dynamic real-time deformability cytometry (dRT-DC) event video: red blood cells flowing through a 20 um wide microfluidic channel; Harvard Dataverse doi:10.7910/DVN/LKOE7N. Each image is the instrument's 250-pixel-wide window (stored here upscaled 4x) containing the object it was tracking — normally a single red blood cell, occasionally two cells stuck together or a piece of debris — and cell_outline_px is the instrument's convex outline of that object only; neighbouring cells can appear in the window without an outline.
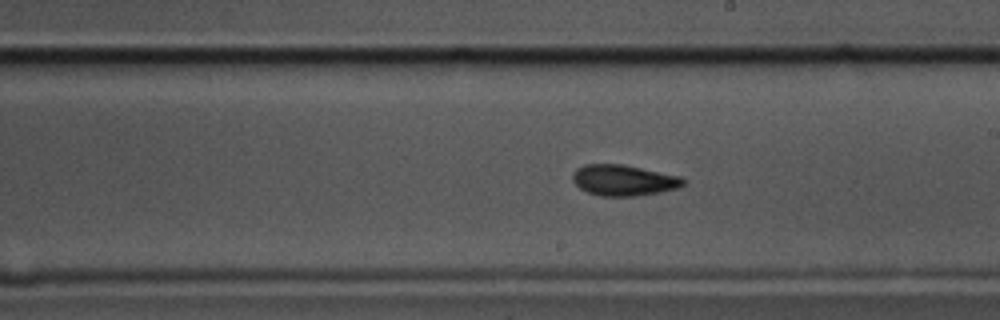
{"species": "common noctule bat (a hibernating species)", "species_latin": "Nyctalus noctula", "temperature_condition": "cold", "stored_images_in_passage": 57, "camera_frame_rate_fps": 3000, "um_per_image_px": 0.085, "animal": {"sex": "male", "body_mass_g": 17.5, "forearm_length_mm": 52.3}, "frame": {"image": 1, "passage_image": 32, "time_ms": 10.333, "image_size_px": [1000, 320], "cell_outline_px": [[688, 180], [680, 188], [660, 192], [636, 196], [600, 196], [588, 192], [580, 188], [572, 180], [572, 172], [576, 168], [584, 164], [624, 164], [680, 176]], "centroid_in_image_um": [53.02, 15.31], "position_along_channel_um": 236.0, "area_um2": 20.17}}
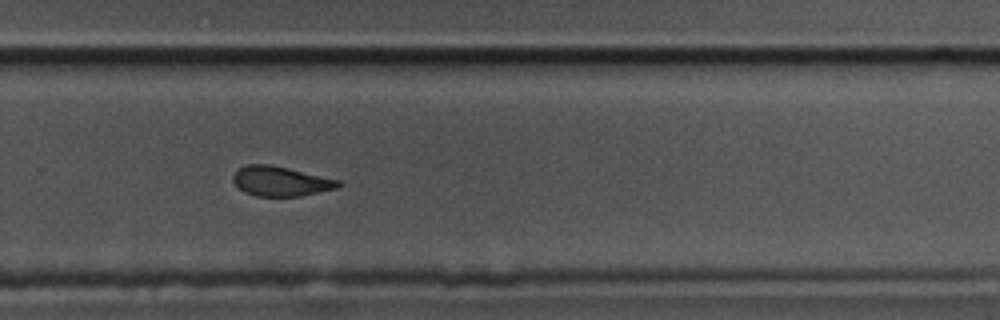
{"frame": {"image": 2, "passage_image": 38, "time_ms": 12.333, "image_size_px": [1000, 320], "cell_outline_px": [[344, 184], [336, 188], [300, 196], [256, 196], [244, 192], [232, 180], [232, 176], [240, 168], [248, 164], [268, 164], [288, 168], [340, 180]], "centroid_in_image_um": [23.87, 15.4], "position_along_channel_um": 305.9, "area_um2": 18.09}}
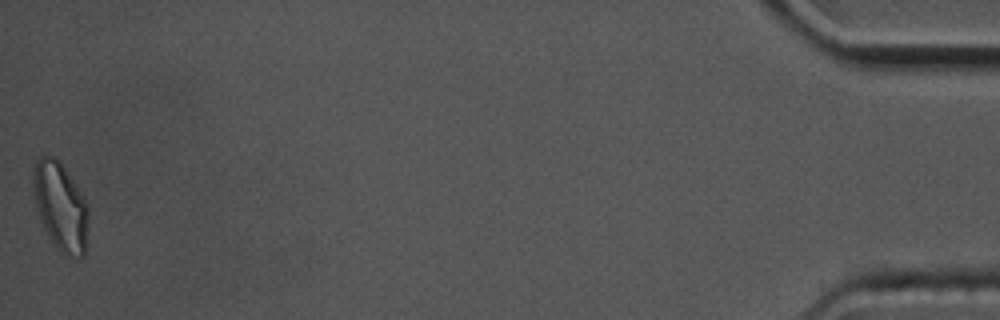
{"frame": {"image": 3, "passage_image": 57, "time_ms": 18.667, "image_size_px": [1000, 320], "cell_outline_px": [[88, 220], [84, 256], [64, 256], [56, 248], [48, 236], [40, 220], [36, 204], [32, 184], [32, 168], [36, 160], [40, 156], [56, 156], [60, 160], [76, 184], [88, 204]], "centroid_in_image_um": [5.13, 17.51], "position_along_channel_um": 430.1, "area_um2": 28.73}, "authors_computed_cell_mechanics": {"area_um2": 20.0566, "velocity_mm_per_s": 3.496, "shape_relaxation_time_tau1_ms": 5.5342, "shape_relaxation_time_tau2_ms": 3.4691, "deformation_change_tau1": 0.1391, "deformation_change_tau2": 0.0894}}